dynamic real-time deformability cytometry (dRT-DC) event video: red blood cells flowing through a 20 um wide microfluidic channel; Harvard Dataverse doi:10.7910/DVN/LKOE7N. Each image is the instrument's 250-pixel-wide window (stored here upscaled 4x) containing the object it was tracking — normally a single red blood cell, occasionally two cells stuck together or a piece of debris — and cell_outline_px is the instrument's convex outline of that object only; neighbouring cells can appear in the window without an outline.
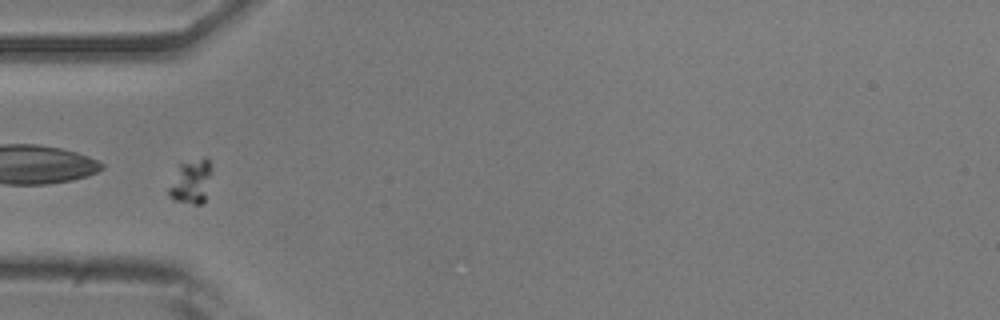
{"species": "common noctule bat (a hibernating species)", "species_latin": "Nyctalus noctula", "temperature_condition": "room temperature", "stored_images_in_passage": 15, "camera_frame_rate_fps": 3000, "um_per_image_px": 0.085, "animal": {"sex": "male", "body_mass_g": 20.5, "forearm_length_mm": 52.5}, "frame": {"image": 1, "passage_image": 3, "time_ms": 0.667, "image_size_px": [1000, 320], "cell_outline_px": [[212, 172], [204, 200], [200, 204], [196, 204], [176, 200], [168, 196], [168, 188], [180, 164], [204, 156], [208, 160], [212, 168]], "centroid_in_image_um": [16.26, 15.41], "position_along_channel_um": 68.7, "area_um2": 10.81}}